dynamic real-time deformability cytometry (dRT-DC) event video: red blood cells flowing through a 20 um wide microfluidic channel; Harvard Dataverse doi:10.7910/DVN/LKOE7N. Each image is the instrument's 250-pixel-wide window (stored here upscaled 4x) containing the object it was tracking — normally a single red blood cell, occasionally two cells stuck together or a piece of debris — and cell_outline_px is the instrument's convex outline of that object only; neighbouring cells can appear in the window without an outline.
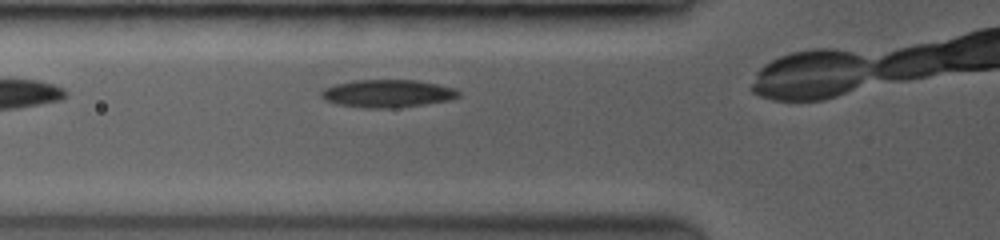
{"species": "common noctule bat (a hibernating species)", "species_latin": "Nyctalus noctula", "temperature_condition": "room temperature", "stored_images_in_passage": 7, "camera_frame_rate_fps": 3500, "um_per_image_px": 0.085, "animal": {"sex": "female", "body_mass_g": 19.0, "forearm_length_mm": 53.3}, "frame": {"image": 1, "passage_image": 3, "time_ms": 1.429, "image_size_px": [1000, 240], "cell_outline_px": [[460, 96], [448, 100], [420, 104], [384, 108], [364, 108], [340, 104], [328, 100], [320, 96], [320, 92], [336, 84], [356, 80], [416, 80], [436, 84], [452, 88], [460, 92]], "centroid_in_image_um": [32.94, 7.94], "position_along_channel_um": 92.9, "area_um2": 21.5}}